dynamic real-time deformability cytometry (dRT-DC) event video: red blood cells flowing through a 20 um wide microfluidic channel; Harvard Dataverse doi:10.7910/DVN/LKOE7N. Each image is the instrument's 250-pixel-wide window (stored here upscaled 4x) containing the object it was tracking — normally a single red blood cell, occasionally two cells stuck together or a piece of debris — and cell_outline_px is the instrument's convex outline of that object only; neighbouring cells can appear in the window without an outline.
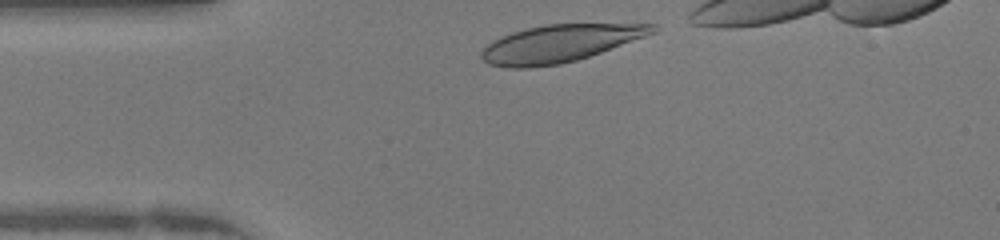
{"species": "human", "species_latin": "Homo sapiens", "temperature_condition": "warm", "stored_images_in_passage": 30, "camera_frame_rate_fps": 3000, "um_per_image_px": 0.085, "donor": {"sex": "female"}, "frame": {"image": 1, "passage_image": 1, "time_ms": 0.0, "image_size_px": [1000, 240], "cell_outline_px": [[660, 28], [656, 32], [600, 52], [576, 60], [560, 64], [528, 68], [508, 68], [488, 64], [480, 56], [480, 52], [492, 40], [512, 32], [544, 24], [656, 24]], "centroid_in_image_um": [47.55, 3.69], "position_along_channel_um": 37.5, "area_um2": 36.99}}
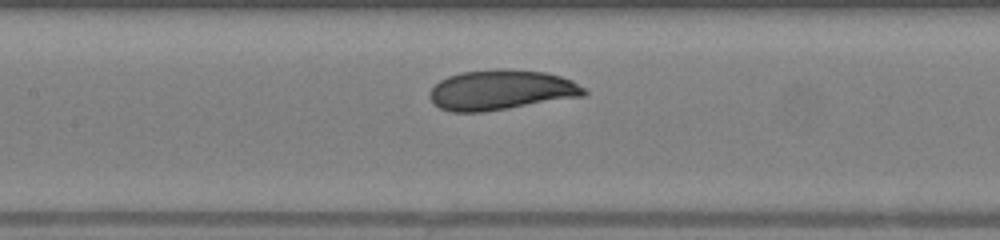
{"frame": {"image": 2, "passage_image": 12, "time_ms": 3.667, "image_size_px": [1000, 240], "cell_outline_px": [[588, 92], [584, 96], [484, 112], [452, 112], [440, 108], [432, 104], [428, 96], [428, 92], [440, 80], [448, 76], [460, 72], [496, 68], [504, 68], [544, 72], [560, 76], [572, 80], [584, 88]], "centroid_in_image_um": [42.56, 7.64], "position_along_channel_um": 164.8, "area_um2": 36.36}}
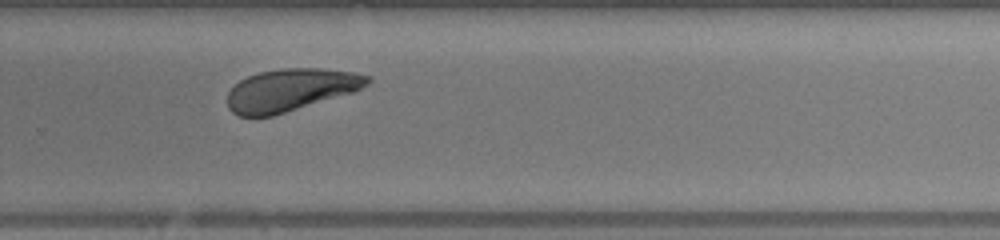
{"frame": {"image": 3, "passage_image": 22, "time_ms": 7.0, "image_size_px": [1000, 240], "cell_outline_px": [[372, 80], [368, 84], [352, 92], [272, 116], [240, 116], [232, 112], [228, 108], [228, 92], [240, 80], [248, 76], [260, 72], [280, 68], [320, 68], [356, 72], [372, 76]], "centroid_in_image_um": [24.71, 7.63], "position_along_channel_um": 305.1, "area_um2": 34.33}}